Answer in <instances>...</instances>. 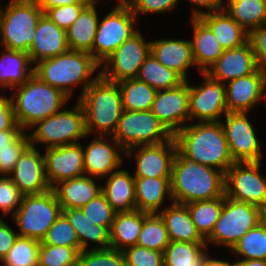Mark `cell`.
<instances>
[{
  "label": "cell",
  "instance_id": "9a60e30c",
  "mask_svg": "<svg viewBox=\"0 0 266 266\" xmlns=\"http://www.w3.org/2000/svg\"><path fill=\"white\" fill-rule=\"evenodd\" d=\"M202 84H189V116L198 122H220L228 112L225 97V84L210 78L206 73Z\"/></svg>",
  "mask_w": 266,
  "mask_h": 266
},
{
  "label": "cell",
  "instance_id": "cb8c5ba5",
  "mask_svg": "<svg viewBox=\"0 0 266 266\" xmlns=\"http://www.w3.org/2000/svg\"><path fill=\"white\" fill-rule=\"evenodd\" d=\"M162 65L176 71L186 81L188 68L196 67L191 40L159 39L151 41L150 52Z\"/></svg>",
  "mask_w": 266,
  "mask_h": 266
},
{
  "label": "cell",
  "instance_id": "f6af8a7d",
  "mask_svg": "<svg viewBox=\"0 0 266 266\" xmlns=\"http://www.w3.org/2000/svg\"><path fill=\"white\" fill-rule=\"evenodd\" d=\"M77 266H126L123 251L113 248L81 251Z\"/></svg>",
  "mask_w": 266,
  "mask_h": 266
},
{
  "label": "cell",
  "instance_id": "4dcf8cb0",
  "mask_svg": "<svg viewBox=\"0 0 266 266\" xmlns=\"http://www.w3.org/2000/svg\"><path fill=\"white\" fill-rule=\"evenodd\" d=\"M213 32L224 50L239 47L248 41V32L225 9L199 17Z\"/></svg>",
  "mask_w": 266,
  "mask_h": 266
},
{
  "label": "cell",
  "instance_id": "603a6c76",
  "mask_svg": "<svg viewBox=\"0 0 266 266\" xmlns=\"http://www.w3.org/2000/svg\"><path fill=\"white\" fill-rule=\"evenodd\" d=\"M68 50L66 30L58 27L43 14L38 20L34 40L28 50L32 64L56 57Z\"/></svg>",
  "mask_w": 266,
  "mask_h": 266
},
{
  "label": "cell",
  "instance_id": "ba28073f",
  "mask_svg": "<svg viewBox=\"0 0 266 266\" xmlns=\"http://www.w3.org/2000/svg\"><path fill=\"white\" fill-rule=\"evenodd\" d=\"M62 209L53 189L38 195H24L11 217L19 228L18 235L42 242L49 228L61 215Z\"/></svg>",
  "mask_w": 266,
  "mask_h": 266
},
{
  "label": "cell",
  "instance_id": "5bb4252c",
  "mask_svg": "<svg viewBox=\"0 0 266 266\" xmlns=\"http://www.w3.org/2000/svg\"><path fill=\"white\" fill-rule=\"evenodd\" d=\"M223 126L230 154L235 162H261V143L248 112H227Z\"/></svg>",
  "mask_w": 266,
  "mask_h": 266
},
{
  "label": "cell",
  "instance_id": "7402d4cb",
  "mask_svg": "<svg viewBox=\"0 0 266 266\" xmlns=\"http://www.w3.org/2000/svg\"><path fill=\"white\" fill-rule=\"evenodd\" d=\"M258 68L251 44L247 41L239 47L224 50L206 74L225 84L228 81L248 76Z\"/></svg>",
  "mask_w": 266,
  "mask_h": 266
},
{
  "label": "cell",
  "instance_id": "94428289",
  "mask_svg": "<svg viewBox=\"0 0 266 266\" xmlns=\"http://www.w3.org/2000/svg\"><path fill=\"white\" fill-rule=\"evenodd\" d=\"M234 266H266V261L259 259L237 260L234 261Z\"/></svg>",
  "mask_w": 266,
  "mask_h": 266
},
{
  "label": "cell",
  "instance_id": "f5cc1de1",
  "mask_svg": "<svg viewBox=\"0 0 266 266\" xmlns=\"http://www.w3.org/2000/svg\"><path fill=\"white\" fill-rule=\"evenodd\" d=\"M248 41L251 44L258 67L266 71V24L251 30L248 33Z\"/></svg>",
  "mask_w": 266,
  "mask_h": 266
},
{
  "label": "cell",
  "instance_id": "7dc6e473",
  "mask_svg": "<svg viewBox=\"0 0 266 266\" xmlns=\"http://www.w3.org/2000/svg\"><path fill=\"white\" fill-rule=\"evenodd\" d=\"M30 145L28 131H22L9 147L0 149V175H8L15 167L23 151Z\"/></svg>",
  "mask_w": 266,
  "mask_h": 266
},
{
  "label": "cell",
  "instance_id": "816d5d0a",
  "mask_svg": "<svg viewBox=\"0 0 266 266\" xmlns=\"http://www.w3.org/2000/svg\"><path fill=\"white\" fill-rule=\"evenodd\" d=\"M179 0H128L127 4L130 6L133 14H151V13H165L170 12L175 7Z\"/></svg>",
  "mask_w": 266,
  "mask_h": 266
},
{
  "label": "cell",
  "instance_id": "680465c9",
  "mask_svg": "<svg viewBox=\"0 0 266 266\" xmlns=\"http://www.w3.org/2000/svg\"><path fill=\"white\" fill-rule=\"evenodd\" d=\"M23 131L22 128H10L0 131V149L9 147V144Z\"/></svg>",
  "mask_w": 266,
  "mask_h": 266
},
{
  "label": "cell",
  "instance_id": "11a10c76",
  "mask_svg": "<svg viewBox=\"0 0 266 266\" xmlns=\"http://www.w3.org/2000/svg\"><path fill=\"white\" fill-rule=\"evenodd\" d=\"M18 236V233L0 217V262L7 256Z\"/></svg>",
  "mask_w": 266,
  "mask_h": 266
},
{
  "label": "cell",
  "instance_id": "4316f807",
  "mask_svg": "<svg viewBox=\"0 0 266 266\" xmlns=\"http://www.w3.org/2000/svg\"><path fill=\"white\" fill-rule=\"evenodd\" d=\"M55 191L62 210L82 208L90 200L101 193V185H97L93 177L83 175L64 180L57 184Z\"/></svg>",
  "mask_w": 266,
  "mask_h": 266
},
{
  "label": "cell",
  "instance_id": "8fae6325",
  "mask_svg": "<svg viewBox=\"0 0 266 266\" xmlns=\"http://www.w3.org/2000/svg\"><path fill=\"white\" fill-rule=\"evenodd\" d=\"M127 3H117L115 7L102 20L98 21L97 31L93 43L92 57L102 63L138 29L133 26L136 23Z\"/></svg>",
  "mask_w": 266,
  "mask_h": 266
},
{
  "label": "cell",
  "instance_id": "f546056e",
  "mask_svg": "<svg viewBox=\"0 0 266 266\" xmlns=\"http://www.w3.org/2000/svg\"><path fill=\"white\" fill-rule=\"evenodd\" d=\"M98 1H90L80 12L78 18L66 30L69 50L91 53L98 26V12L95 5Z\"/></svg>",
  "mask_w": 266,
  "mask_h": 266
},
{
  "label": "cell",
  "instance_id": "8d00e7d4",
  "mask_svg": "<svg viewBox=\"0 0 266 266\" xmlns=\"http://www.w3.org/2000/svg\"><path fill=\"white\" fill-rule=\"evenodd\" d=\"M122 96L123 110H151L157 90L137 78L118 82Z\"/></svg>",
  "mask_w": 266,
  "mask_h": 266
},
{
  "label": "cell",
  "instance_id": "d590c367",
  "mask_svg": "<svg viewBox=\"0 0 266 266\" xmlns=\"http://www.w3.org/2000/svg\"><path fill=\"white\" fill-rule=\"evenodd\" d=\"M137 79L157 91L176 88L186 81L176 71L162 65L151 53L140 66Z\"/></svg>",
  "mask_w": 266,
  "mask_h": 266
},
{
  "label": "cell",
  "instance_id": "7a4b0ae2",
  "mask_svg": "<svg viewBox=\"0 0 266 266\" xmlns=\"http://www.w3.org/2000/svg\"><path fill=\"white\" fill-rule=\"evenodd\" d=\"M174 139L177 149L196 163L224 173L235 163L220 122L189 123L174 134Z\"/></svg>",
  "mask_w": 266,
  "mask_h": 266
},
{
  "label": "cell",
  "instance_id": "7c38bea8",
  "mask_svg": "<svg viewBox=\"0 0 266 266\" xmlns=\"http://www.w3.org/2000/svg\"><path fill=\"white\" fill-rule=\"evenodd\" d=\"M151 52V41L146 42L140 30L124 41L102 64L100 75L119 82L137 78L140 66Z\"/></svg>",
  "mask_w": 266,
  "mask_h": 266
},
{
  "label": "cell",
  "instance_id": "d4e9b609",
  "mask_svg": "<svg viewBox=\"0 0 266 266\" xmlns=\"http://www.w3.org/2000/svg\"><path fill=\"white\" fill-rule=\"evenodd\" d=\"M193 39H191L195 65L200 73H206L223 54L224 49L211 29L199 18L191 17Z\"/></svg>",
  "mask_w": 266,
  "mask_h": 266
},
{
  "label": "cell",
  "instance_id": "ee69618b",
  "mask_svg": "<svg viewBox=\"0 0 266 266\" xmlns=\"http://www.w3.org/2000/svg\"><path fill=\"white\" fill-rule=\"evenodd\" d=\"M42 243L54 246L79 247L75 229L63 213L49 228Z\"/></svg>",
  "mask_w": 266,
  "mask_h": 266
},
{
  "label": "cell",
  "instance_id": "ffe728a7",
  "mask_svg": "<svg viewBox=\"0 0 266 266\" xmlns=\"http://www.w3.org/2000/svg\"><path fill=\"white\" fill-rule=\"evenodd\" d=\"M106 138H110V143H108V139H105V136L99 135L97 137L96 135L90 144L84 146L85 175L105 178L122 166L124 158L122 156L126 151L112 136H106Z\"/></svg>",
  "mask_w": 266,
  "mask_h": 266
},
{
  "label": "cell",
  "instance_id": "6da1fadb",
  "mask_svg": "<svg viewBox=\"0 0 266 266\" xmlns=\"http://www.w3.org/2000/svg\"><path fill=\"white\" fill-rule=\"evenodd\" d=\"M173 202L187 204L225 195V173L184 156L178 149L172 165Z\"/></svg>",
  "mask_w": 266,
  "mask_h": 266
},
{
  "label": "cell",
  "instance_id": "bcb514c9",
  "mask_svg": "<svg viewBox=\"0 0 266 266\" xmlns=\"http://www.w3.org/2000/svg\"><path fill=\"white\" fill-rule=\"evenodd\" d=\"M81 210L93 223L106 227L109 231L117 213L102 192L90 200Z\"/></svg>",
  "mask_w": 266,
  "mask_h": 266
},
{
  "label": "cell",
  "instance_id": "be15d7a7",
  "mask_svg": "<svg viewBox=\"0 0 266 266\" xmlns=\"http://www.w3.org/2000/svg\"><path fill=\"white\" fill-rule=\"evenodd\" d=\"M91 1H98V0H91ZM128 0H118V3H127Z\"/></svg>",
  "mask_w": 266,
  "mask_h": 266
},
{
  "label": "cell",
  "instance_id": "b9f144b4",
  "mask_svg": "<svg viewBox=\"0 0 266 266\" xmlns=\"http://www.w3.org/2000/svg\"><path fill=\"white\" fill-rule=\"evenodd\" d=\"M40 241L18 236L1 262L4 266H37Z\"/></svg>",
  "mask_w": 266,
  "mask_h": 266
},
{
  "label": "cell",
  "instance_id": "ac0fdd59",
  "mask_svg": "<svg viewBox=\"0 0 266 266\" xmlns=\"http://www.w3.org/2000/svg\"><path fill=\"white\" fill-rule=\"evenodd\" d=\"M45 149V174L52 189L64 180L85 175L81 143Z\"/></svg>",
  "mask_w": 266,
  "mask_h": 266
},
{
  "label": "cell",
  "instance_id": "6f0895ef",
  "mask_svg": "<svg viewBox=\"0 0 266 266\" xmlns=\"http://www.w3.org/2000/svg\"><path fill=\"white\" fill-rule=\"evenodd\" d=\"M37 5L45 12L48 9L77 3H89L91 0H35Z\"/></svg>",
  "mask_w": 266,
  "mask_h": 266
},
{
  "label": "cell",
  "instance_id": "d6986e66",
  "mask_svg": "<svg viewBox=\"0 0 266 266\" xmlns=\"http://www.w3.org/2000/svg\"><path fill=\"white\" fill-rule=\"evenodd\" d=\"M23 195H38L51 190L46 174L44 155L29 145L8 174Z\"/></svg>",
  "mask_w": 266,
  "mask_h": 266
},
{
  "label": "cell",
  "instance_id": "c3c4849f",
  "mask_svg": "<svg viewBox=\"0 0 266 266\" xmlns=\"http://www.w3.org/2000/svg\"><path fill=\"white\" fill-rule=\"evenodd\" d=\"M23 194L8 175H0V210L11 217L18 210Z\"/></svg>",
  "mask_w": 266,
  "mask_h": 266
},
{
  "label": "cell",
  "instance_id": "8992f818",
  "mask_svg": "<svg viewBox=\"0 0 266 266\" xmlns=\"http://www.w3.org/2000/svg\"><path fill=\"white\" fill-rule=\"evenodd\" d=\"M6 6L0 8L2 48L28 53L44 12L35 0H10Z\"/></svg>",
  "mask_w": 266,
  "mask_h": 266
},
{
  "label": "cell",
  "instance_id": "9f6ffc18",
  "mask_svg": "<svg viewBox=\"0 0 266 266\" xmlns=\"http://www.w3.org/2000/svg\"><path fill=\"white\" fill-rule=\"evenodd\" d=\"M187 1H189L193 6L194 5L196 6L192 12L191 17L193 18L200 17L201 15L205 13L222 10L224 9V6H225L224 3L226 2L225 0H187ZM198 6L200 8L207 9V12L196 9Z\"/></svg>",
  "mask_w": 266,
  "mask_h": 266
},
{
  "label": "cell",
  "instance_id": "4fadbf2b",
  "mask_svg": "<svg viewBox=\"0 0 266 266\" xmlns=\"http://www.w3.org/2000/svg\"><path fill=\"white\" fill-rule=\"evenodd\" d=\"M261 162H235L225 173V196L266 207V178L260 174Z\"/></svg>",
  "mask_w": 266,
  "mask_h": 266
},
{
  "label": "cell",
  "instance_id": "74e56055",
  "mask_svg": "<svg viewBox=\"0 0 266 266\" xmlns=\"http://www.w3.org/2000/svg\"><path fill=\"white\" fill-rule=\"evenodd\" d=\"M206 243L170 242L163 252L164 266H203Z\"/></svg>",
  "mask_w": 266,
  "mask_h": 266
},
{
  "label": "cell",
  "instance_id": "f1b7e54d",
  "mask_svg": "<svg viewBox=\"0 0 266 266\" xmlns=\"http://www.w3.org/2000/svg\"><path fill=\"white\" fill-rule=\"evenodd\" d=\"M158 214L165 223L171 242L206 243L197 232L185 204L173 202Z\"/></svg>",
  "mask_w": 266,
  "mask_h": 266
},
{
  "label": "cell",
  "instance_id": "60d3db41",
  "mask_svg": "<svg viewBox=\"0 0 266 266\" xmlns=\"http://www.w3.org/2000/svg\"><path fill=\"white\" fill-rule=\"evenodd\" d=\"M231 251L241 260L259 259L266 261V224L262 221L249 230L233 246Z\"/></svg>",
  "mask_w": 266,
  "mask_h": 266
},
{
  "label": "cell",
  "instance_id": "44dd1931",
  "mask_svg": "<svg viewBox=\"0 0 266 266\" xmlns=\"http://www.w3.org/2000/svg\"><path fill=\"white\" fill-rule=\"evenodd\" d=\"M228 112H249L263 98L266 101V71L254 73L225 83Z\"/></svg>",
  "mask_w": 266,
  "mask_h": 266
},
{
  "label": "cell",
  "instance_id": "1f68e13d",
  "mask_svg": "<svg viewBox=\"0 0 266 266\" xmlns=\"http://www.w3.org/2000/svg\"><path fill=\"white\" fill-rule=\"evenodd\" d=\"M62 213L75 229L80 251L89 250L90 242L97 243L90 250L110 248V231L106 227L93 223L81 208L62 210Z\"/></svg>",
  "mask_w": 266,
  "mask_h": 266
},
{
  "label": "cell",
  "instance_id": "e0dca14e",
  "mask_svg": "<svg viewBox=\"0 0 266 266\" xmlns=\"http://www.w3.org/2000/svg\"><path fill=\"white\" fill-rule=\"evenodd\" d=\"M151 112L174 135L190 121L188 80L173 89L158 90Z\"/></svg>",
  "mask_w": 266,
  "mask_h": 266
},
{
  "label": "cell",
  "instance_id": "2e32d148",
  "mask_svg": "<svg viewBox=\"0 0 266 266\" xmlns=\"http://www.w3.org/2000/svg\"><path fill=\"white\" fill-rule=\"evenodd\" d=\"M176 150L177 145L173 137L171 140L159 144L132 147L126 151L125 155L128 158L135 156L134 177H171ZM133 153L135 154L132 155Z\"/></svg>",
  "mask_w": 266,
  "mask_h": 266
},
{
  "label": "cell",
  "instance_id": "e575fe53",
  "mask_svg": "<svg viewBox=\"0 0 266 266\" xmlns=\"http://www.w3.org/2000/svg\"><path fill=\"white\" fill-rule=\"evenodd\" d=\"M224 9L248 33L266 24V0H226Z\"/></svg>",
  "mask_w": 266,
  "mask_h": 266
},
{
  "label": "cell",
  "instance_id": "f35d334b",
  "mask_svg": "<svg viewBox=\"0 0 266 266\" xmlns=\"http://www.w3.org/2000/svg\"><path fill=\"white\" fill-rule=\"evenodd\" d=\"M195 224L197 232L206 240L212 233L215 223L220 218L224 195L219 198L196 201L185 204Z\"/></svg>",
  "mask_w": 266,
  "mask_h": 266
},
{
  "label": "cell",
  "instance_id": "91938a15",
  "mask_svg": "<svg viewBox=\"0 0 266 266\" xmlns=\"http://www.w3.org/2000/svg\"><path fill=\"white\" fill-rule=\"evenodd\" d=\"M203 266H234V262L222 261L221 259H214L210 255L205 258Z\"/></svg>",
  "mask_w": 266,
  "mask_h": 266
},
{
  "label": "cell",
  "instance_id": "5b68a950",
  "mask_svg": "<svg viewBox=\"0 0 266 266\" xmlns=\"http://www.w3.org/2000/svg\"><path fill=\"white\" fill-rule=\"evenodd\" d=\"M12 105L17 124L30 131L38 121L56 114L69 101L61 90L42 82L33 74L25 83L14 87Z\"/></svg>",
  "mask_w": 266,
  "mask_h": 266
},
{
  "label": "cell",
  "instance_id": "6125c7cd",
  "mask_svg": "<svg viewBox=\"0 0 266 266\" xmlns=\"http://www.w3.org/2000/svg\"><path fill=\"white\" fill-rule=\"evenodd\" d=\"M262 220L266 224V207L262 209Z\"/></svg>",
  "mask_w": 266,
  "mask_h": 266
},
{
  "label": "cell",
  "instance_id": "277c9868",
  "mask_svg": "<svg viewBox=\"0 0 266 266\" xmlns=\"http://www.w3.org/2000/svg\"><path fill=\"white\" fill-rule=\"evenodd\" d=\"M84 110L87 135L113 136L123 112L122 96L117 82L101 75L77 100Z\"/></svg>",
  "mask_w": 266,
  "mask_h": 266
},
{
  "label": "cell",
  "instance_id": "484cf974",
  "mask_svg": "<svg viewBox=\"0 0 266 266\" xmlns=\"http://www.w3.org/2000/svg\"><path fill=\"white\" fill-rule=\"evenodd\" d=\"M101 192L117 213L136 210L135 178L127 170L119 168L110 173Z\"/></svg>",
  "mask_w": 266,
  "mask_h": 266
},
{
  "label": "cell",
  "instance_id": "db71d44e",
  "mask_svg": "<svg viewBox=\"0 0 266 266\" xmlns=\"http://www.w3.org/2000/svg\"><path fill=\"white\" fill-rule=\"evenodd\" d=\"M10 128H21L15 119L12 97L8 98L5 95H0V131Z\"/></svg>",
  "mask_w": 266,
  "mask_h": 266
},
{
  "label": "cell",
  "instance_id": "ab89813d",
  "mask_svg": "<svg viewBox=\"0 0 266 266\" xmlns=\"http://www.w3.org/2000/svg\"><path fill=\"white\" fill-rule=\"evenodd\" d=\"M165 223L158 213L144 212V221L137 245L164 252L170 243Z\"/></svg>",
  "mask_w": 266,
  "mask_h": 266
},
{
  "label": "cell",
  "instance_id": "681fc988",
  "mask_svg": "<svg viewBox=\"0 0 266 266\" xmlns=\"http://www.w3.org/2000/svg\"><path fill=\"white\" fill-rule=\"evenodd\" d=\"M126 266H164L163 252L147 249L139 245L123 251Z\"/></svg>",
  "mask_w": 266,
  "mask_h": 266
},
{
  "label": "cell",
  "instance_id": "d6a6232c",
  "mask_svg": "<svg viewBox=\"0 0 266 266\" xmlns=\"http://www.w3.org/2000/svg\"><path fill=\"white\" fill-rule=\"evenodd\" d=\"M33 74L34 66L28 53L4 48L0 57L1 88H12L13 91L14 87L25 83Z\"/></svg>",
  "mask_w": 266,
  "mask_h": 266
},
{
  "label": "cell",
  "instance_id": "7bdbcfd3",
  "mask_svg": "<svg viewBox=\"0 0 266 266\" xmlns=\"http://www.w3.org/2000/svg\"><path fill=\"white\" fill-rule=\"evenodd\" d=\"M79 247H65L40 242L37 266H77Z\"/></svg>",
  "mask_w": 266,
  "mask_h": 266
},
{
  "label": "cell",
  "instance_id": "9c48e42d",
  "mask_svg": "<svg viewBox=\"0 0 266 266\" xmlns=\"http://www.w3.org/2000/svg\"><path fill=\"white\" fill-rule=\"evenodd\" d=\"M262 221V208L224 195L220 218L215 223L211 235L205 240L206 246L213 243L232 249L244 234Z\"/></svg>",
  "mask_w": 266,
  "mask_h": 266
},
{
  "label": "cell",
  "instance_id": "f907efd6",
  "mask_svg": "<svg viewBox=\"0 0 266 266\" xmlns=\"http://www.w3.org/2000/svg\"><path fill=\"white\" fill-rule=\"evenodd\" d=\"M87 4L88 3H77L57 6L46 10L44 14L58 27L67 30L78 18L80 12Z\"/></svg>",
  "mask_w": 266,
  "mask_h": 266
},
{
  "label": "cell",
  "instance_id": "836d02e7",
  "mask_svg": "<svg viewBox=\"0 0 266 266\" xmlns=\"http://www.w3.org/2000/svg\"><path fill=\"white\" fill-rule=\"evenodd\" d=\"M143 221L144 212L137 209L116 213L110 230V248L124 251L137 245Z\"/></svg>",
  "mask_w": 266,
  "mask_h": 266
},
{
  "label": "cell",
  "instance_id": "52a82bcc",
  "mask_svg": "<svg viewBox=\"0 0 266 266\" xmlns=\"http://www.w3.org/2000/svg\"><path fill=\"white\" fill-rule=\"evenodd\" d=\"M35 129H34V128ZM30 145L45 144L46 148L79 143V139L87 137L85 115L82 105L76 101L72 110L61 111L38 121L31 130Z\"/></svg>",
  "mask_w": 266,
  "mask_h": 266
},
{
  "label": "cell",
  "instance_id": "30bf717a",
  "mask_svg": "<svg viewBox=\"0 0 266 266\" xmlns=\"http://www.w3.org/2000/svg\"><path fill=\"white\" fill-rule=\"evenodd\" d=\"M112 137L127 151L136 146L167 142L174 135L151 110H123L116 131Z\"/></svg>",
  "mask_w": 266,
  "mask_h": 266
},
{
  "label": "cell",
  "instance_id": "3957f363",
  "mask_svg": "<svg viewBox=\"0 0 266 266\" xmlns=\"http://www.w3.org/2000/svg\"><path fill=\"white\" fill-rule=\"evenodd\" d=\"M101 65L90 53L68 50L56 57L47 58L34 65V74L44 83L61 90L69 98L77 84H83L82 93L100 76L92 74ZM91 77V78H90Z\"/></svg>",
  "mask_w": 266,
  "mask_h": 266
},
{
  "label": "cell",
  "instance_id": "83f0119b",
  "mask_svg": "<svg viewBox=\"0 0 266 266\" xmlns=\"http://www.w3.org/2000/svg\"><path fill=\"white\" fill-rule=\"evenodd\" d=\"M135 178L136 209L146 213H159L165 197L173 202L171 194V177Z\"/></svg>",
  "mask_w": 266,
  "mask_h": 266
}]
</instances>
